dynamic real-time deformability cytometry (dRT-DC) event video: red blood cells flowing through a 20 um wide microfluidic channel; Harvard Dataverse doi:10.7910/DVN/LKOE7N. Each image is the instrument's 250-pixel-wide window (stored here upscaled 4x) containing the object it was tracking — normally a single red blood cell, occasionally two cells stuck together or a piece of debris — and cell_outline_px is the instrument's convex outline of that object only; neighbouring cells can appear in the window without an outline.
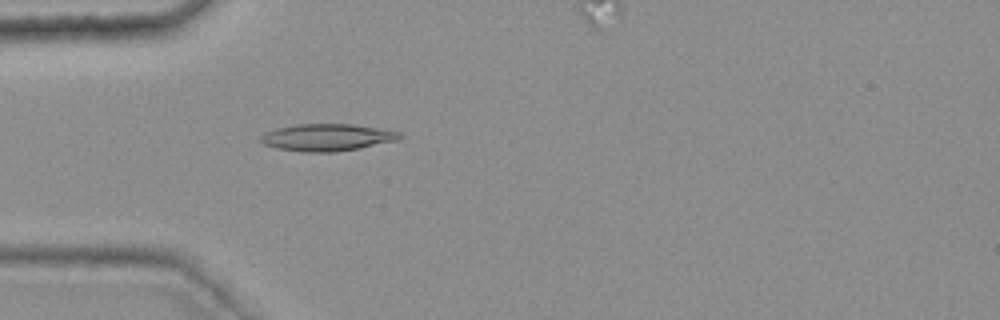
{"species": "common noctule bat (a hibernating species)", "species_latin": "Nyctalus noctula", "temperature_condition": "warm", "stored_images_in_passage": 49, "camera_frame_rate_fps": 3000, "um_per_image_px": 0.085, "animal": {"sex": "female", "body_mass_g": 25.1}, "frame": {"image": 1, "passage_image": 16, "time_ms": 5.0, "image_size_px": [1000, 320], "cell_outline_px": [[400, 140], [360, 148], [336, 152], [304, 152], [276, 148], [264, 144], [260, 140], [260, 136], [264, 132], [276, 128], [296, 124], [352, 124], [400, 132]], "centroid_in_image_um": [27.77, 11.68], "position_along_channel_um": 57.2, "area_um2": 21.96}}
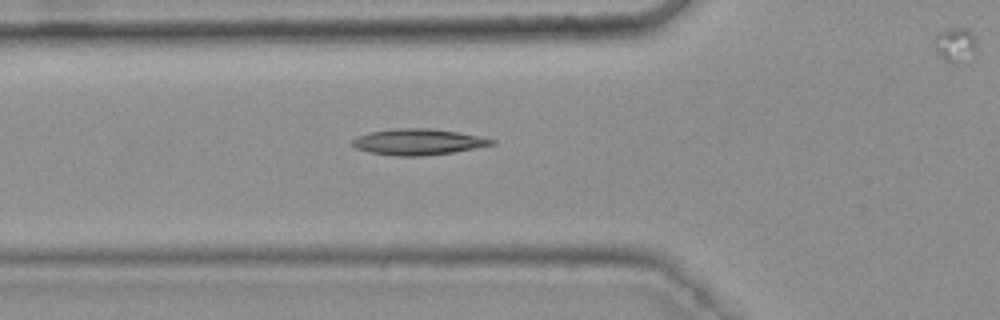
{"frame": {"image": 2, "passage_image": 19, "time_ms": 6.0, "image_size_px": [1000, 320], "cell_outline_px": [[496, 144], [452, 152], [420, 156], [396, 156], [372, 152], [356, 148], [352, 144], [352, 140], [368, 132], [392, 128], [428, 128], [456, 132], [496, 140]], "centroid_in_image_um": [35.52, 12.05], "position_along_channel_um": 90.3, "area_um2": 20.81}}
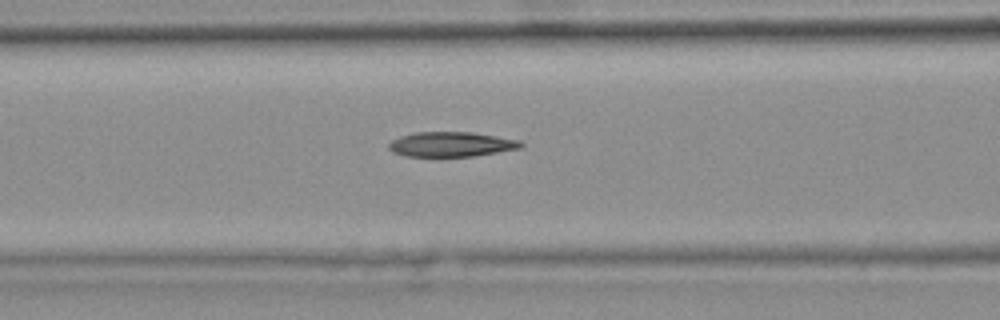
{"frame": {"image": 3, "passage_image": 22, "time_ms": 7.0, "image_size_px": [1000, 320], "cell_outline_px": [[524, 144], [520, 148], [472, 156], [404, 156], [392, 152], [388, 148], [388, 144], [392, 140], [400, 136], [416, 132], [472, 132], [520, 140]], "centroid_in_image_um": [38.32, 12.26], "position_along_channel_um": 128.3, "area_um2": 19.02}, "authors_computed_cell_mechanics": {"area_um2": 19.652, "velocity_mm_per_s": 3.7697, "shape_relaxation_time_tau1_ms": null, "shape_relaxation_time_tau2_ms": 9.979, "deformation_change_tau1": null, "deformation_change_tau2": 0.2348}}